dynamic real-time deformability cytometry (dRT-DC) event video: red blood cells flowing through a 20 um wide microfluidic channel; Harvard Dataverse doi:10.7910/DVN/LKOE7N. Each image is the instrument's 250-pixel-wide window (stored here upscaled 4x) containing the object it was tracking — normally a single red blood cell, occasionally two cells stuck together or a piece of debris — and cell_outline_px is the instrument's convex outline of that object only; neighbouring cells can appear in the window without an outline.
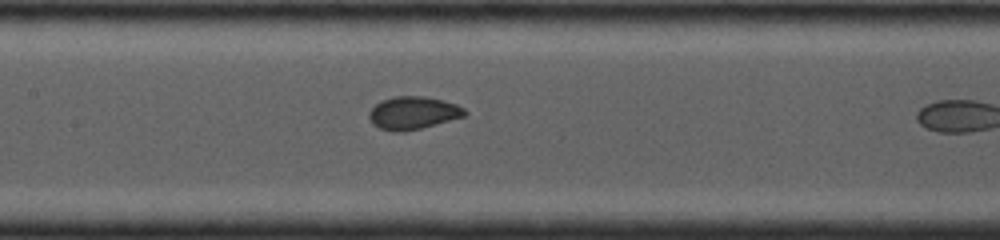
{"species": "common noctule bat (a hibernating species)", "species_latin": "Nyctalus noctula", "temperature_condition": "cold", "stored_images_in_passage": 6, "camera_frame_rate_fps": 4000, "um_per_image_px": 0.085, "animal": {"sex": "female", "body_mass_g": 19.0, "forearm_length_mm": 53.3}, "frame": {"image": 1, "passage_image": 5, "time_ms": 2.5, "image_size_px": [1000, 240], "cell_outline_px": [[468, 112], [464, 116], [420, 128], [404, 132], [392, 132], [380, 128], [372, 124], [368, 116], [368, 112], [380, 100], [396, 96], [424, 96], [456, 104], [464, 108]], "centroid_in_image_um": [35.06, 9.6], "position_along_channel_um": 172.3, "area_um2": 18.21}}